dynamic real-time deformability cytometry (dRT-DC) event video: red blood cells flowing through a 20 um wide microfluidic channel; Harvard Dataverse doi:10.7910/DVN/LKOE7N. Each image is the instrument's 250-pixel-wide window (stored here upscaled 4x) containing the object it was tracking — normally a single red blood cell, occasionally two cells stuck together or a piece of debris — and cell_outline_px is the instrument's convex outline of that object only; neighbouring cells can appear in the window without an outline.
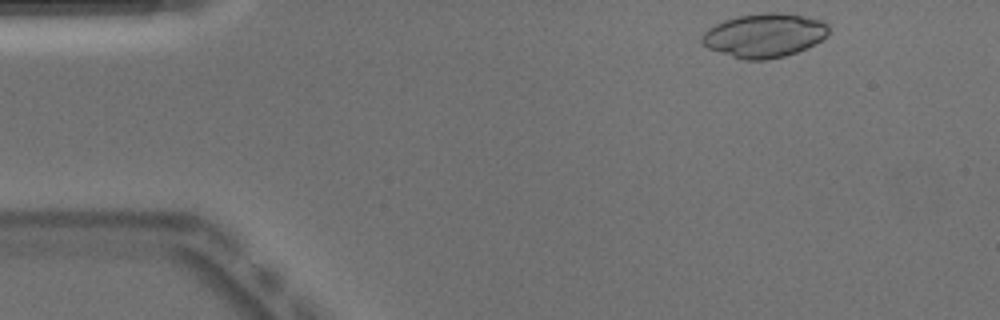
{"species": "Egyptian fruit bat (a non-hibernating species)", "species_latin": "Rousettus aegyptiacus", "temperature_condition": "warm", "stored_images_in_passage": 46, "camera_frame_rate_fps": 3000, "um_per_image_px": 0.085, "animal": {"sex": "male"}, "frame": {"image": 1, "passage_image": 1, "time_ms": 0.0, "image_size_px": [1000, 320], "cell_outline_px": [[828, 32], [820, 40], [796, 52], [784, 56], [764, 60], [744, 60], [708, 48], [700, 40], [700, 36], [708, 28], [724, 20], [736, 16], [764, 12], [780, 12], [824, 20], [828, 24]], "centroid_in_image_um": [64.94, 2.99], "position_along_channel_um": 20.1, "area_um2": 32.25}}
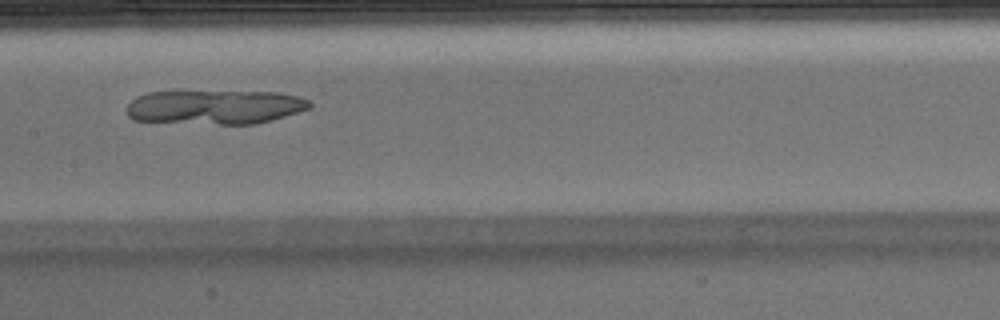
{"frame": {"image": 2, "passage_image": 20, "time_ms": 6.333, "image_size_px": [1000, 320], "cell_outline_px": [[312, 104], [308, 108], [272, 120], [252, 124], [220, 124], [132, 120], [128, 116], [128, 104], [136, 96], [148, 92], [280, 92], [296, 96], [308, 100]], "centroid_in_image_um": [18.25, 9.1], "position_along_channel_um": 189.2, "area_um2": 36.01}}